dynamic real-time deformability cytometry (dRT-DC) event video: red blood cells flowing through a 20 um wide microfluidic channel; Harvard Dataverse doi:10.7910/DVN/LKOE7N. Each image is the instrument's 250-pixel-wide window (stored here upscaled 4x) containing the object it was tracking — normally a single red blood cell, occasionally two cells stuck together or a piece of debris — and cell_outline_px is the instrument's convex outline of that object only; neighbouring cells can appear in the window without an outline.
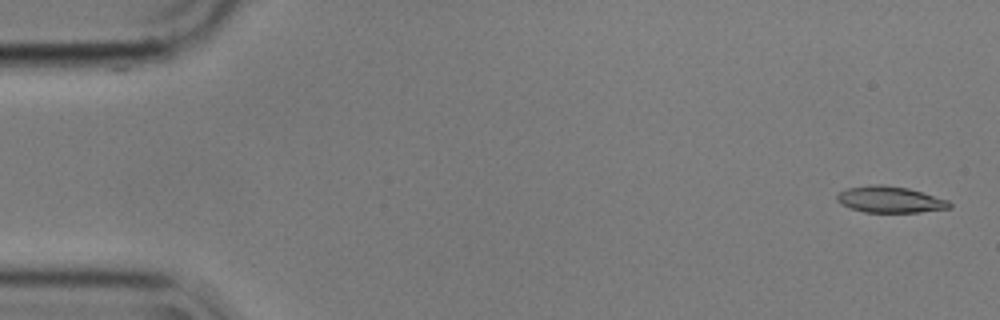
{"species": "common noctule bat (a hibernating species)", "species_latin": "Nyctalus noctula", "temperature_condition": "cold", "stored_images_in_passage": 11, "camera_frame_rate_fps": 3000, "um_per_image_px": 0.085, "animal": {"sex": "male", "body_mass_g": 17.9}, "frame": {"image": 1, "passage_image": 1, "time_ms": 0.0, "image_size_px": [1000, 320], "cell_outline_px": [[952, 208], [920, 212], [864, 212], [840, 204], [836, 200], [836, 196], [840, 192], [848, 188], [868, 184], [880, 184], [908, 188], [948, 200], [952, 204]], "centroid_in_image_um": [75.65, 16.96], "position_along_channel_um": 9.4, "area_um2": 17.28}}